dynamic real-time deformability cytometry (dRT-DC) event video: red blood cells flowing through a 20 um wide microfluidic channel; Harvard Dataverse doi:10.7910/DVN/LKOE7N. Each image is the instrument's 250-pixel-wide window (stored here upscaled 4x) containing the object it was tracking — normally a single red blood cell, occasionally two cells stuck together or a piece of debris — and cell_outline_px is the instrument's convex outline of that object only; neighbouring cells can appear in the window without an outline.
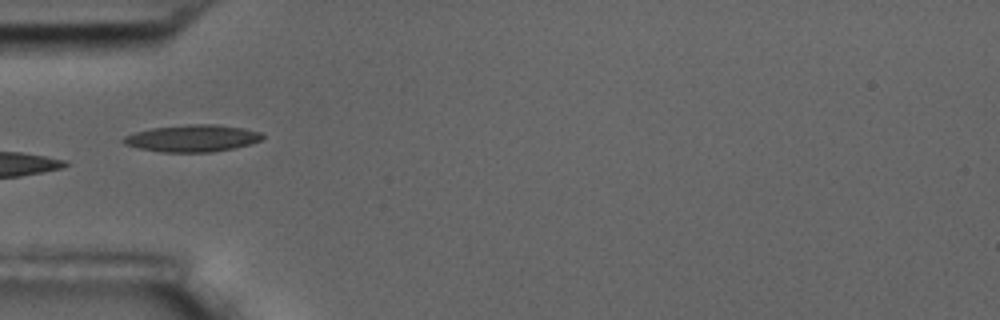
{"species": "common noctule bat (a hibernating species)", "species_latin": "Nyctalus noctula", "temperature_condition": "room temperature", "stored_images_in_passage": 6, "camera_frame_rate_fps": 3000, "um_per_image_px": 0.085, "animal": {"sex": "male", "body_mass_g": 17.5, "forearm_length_mm": 52.3}, "frame": {"image": 1, "passage_image": 5, "time_ms": 4.667, "image_size_px": [1000, 320], "cell_outline_px": [[264, 136], [260, 140], [248, 144], [232, 148], [212, 152], [160, 152], [140, 148], [124, 144], [120, 140], [124, 136], [136, 132], [152, 128], [188, 124], [216, 124], [244, 128], [260, 132]], "centroid_in_image_um": [16.32, 11.75], "position_along_channel_um": 68.7, "area_um2": 21.73}}